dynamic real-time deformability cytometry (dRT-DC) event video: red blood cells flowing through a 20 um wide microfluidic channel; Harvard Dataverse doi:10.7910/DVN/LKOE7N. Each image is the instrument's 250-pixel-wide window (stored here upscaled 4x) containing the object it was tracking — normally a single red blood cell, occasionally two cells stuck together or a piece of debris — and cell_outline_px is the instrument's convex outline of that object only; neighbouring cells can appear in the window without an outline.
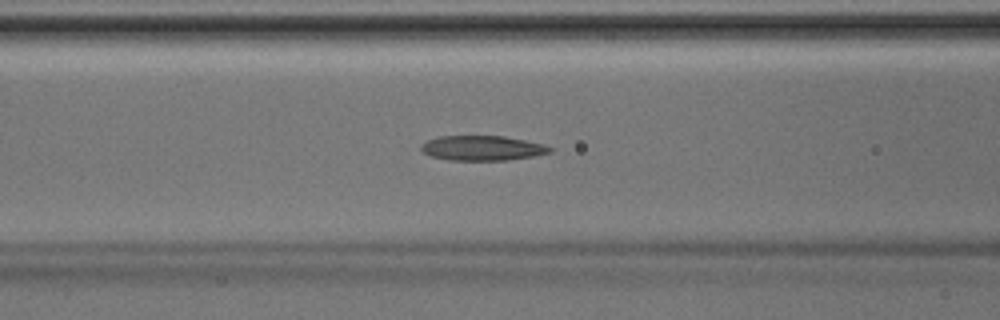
{"species": "Egyptian fruit bat (a non-hibernating species)", "species_latin": "Rousettus aegyptiacus", "temperature_condition": "room temperature", "stored_images_in_passage": 45, "camera_frame_rate_fps": 3000, "um_per_image_px": 0.085, "animal": {"sex": "male"}, "frame": {"image": 1, "passage_image": 18, "time_ms": 5.667, "image_size_px": [1000, 320], "cell_outline_px": [[556, 148], [552, 152], [532, 156], [508, 160], [448, 160], [432, 156], [424, 152], [420, 148], [420, 144], [428, 140], [440, 136], [504, 136], [544, 144]], "centroid_in_image_um": [41.03, 12.58], "position_along_channel_um": 125.6, "area_um2": 18.67}}
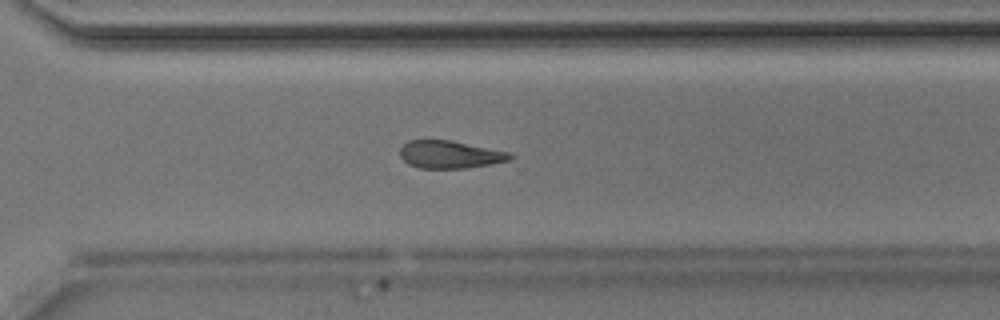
{"frame": {"image": 2, "passage_image": 32, "time_ms": 10.333, "image_size_px": [1000, 320], "cell_outline_px": [[512, 156], [508, 160], [468, 168], [420, 168], [408, 164], [400, 156], [400, 148], [408, 140], [452, 140], [512, 152]], "centroid_in_image_um": [38.23, 13.12], "position_along_channel_um": 332.4, "area_um2": 17.74}}
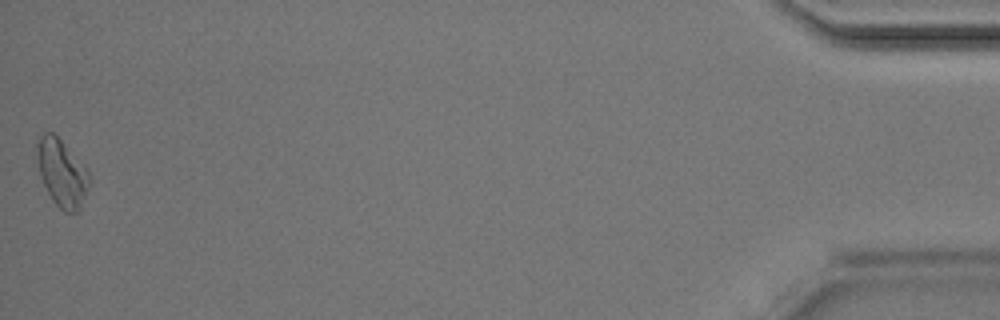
{"frame": {"image": 3, "passage_image": 45, "time_ms": 14.667, "image_size_px": [1000, 320], "cell_outline_px": [[88, 188], [80, 212], [64, 212], [52, 200], [44, 184], [40, 172], [36, 156], [36, 144], [40, 136], [44, 132], [52, 132], [60, 140], [88, 172]], "centroid_in_image_um": [5.23, 14.74], "position_along_channel_um": 430.0, "area_um2": 19.94}}